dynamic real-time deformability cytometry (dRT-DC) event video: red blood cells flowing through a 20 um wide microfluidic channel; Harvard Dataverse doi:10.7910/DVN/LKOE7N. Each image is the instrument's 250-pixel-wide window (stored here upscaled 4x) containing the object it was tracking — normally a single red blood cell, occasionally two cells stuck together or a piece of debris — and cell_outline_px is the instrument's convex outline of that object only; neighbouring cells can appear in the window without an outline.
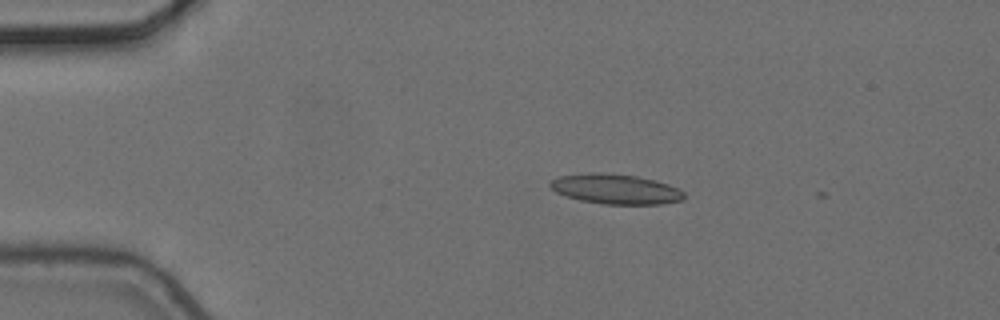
{"species": "common noctule bat (a hibernating species)", "species_latin": "Nyctalus noctula", "temperature_condition": "cold", "stored_images_in_passage": 5, "camera_frame_rate_fps": 3000, "um_per_image_px": 0.085, "animal": {"sex": "female", "body_mass_g": 24.6, "forearm_length_mm": 56.2}, "frame": {"image": 1, "passage_image": 3, "time_ms": 0.667, "image_size_px": [1000, 320], "cell_outline_px": [[684, 200], [660, 204], [604, 204], [580, 200], [556, 192], [548, 184], [552, 180], [560, 176], [588, 172], [604, 172], [636, 176], [656, 180], [680, 188], [684, 192]], "centroid_in_image_um": [52.36, 16.06], "position_along_channel_um": 32.6, "area_um2": 23.47}}